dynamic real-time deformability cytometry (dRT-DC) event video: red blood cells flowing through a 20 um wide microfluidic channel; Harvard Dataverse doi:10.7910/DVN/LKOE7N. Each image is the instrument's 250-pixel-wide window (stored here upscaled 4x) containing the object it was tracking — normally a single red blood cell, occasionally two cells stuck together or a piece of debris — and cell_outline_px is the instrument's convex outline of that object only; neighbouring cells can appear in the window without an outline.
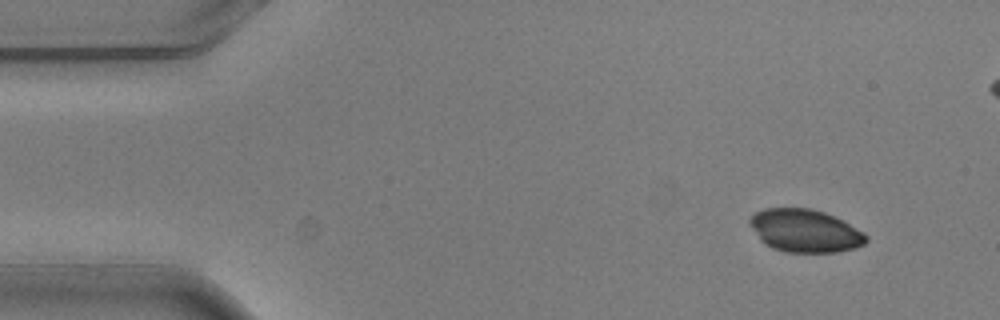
{"species": "common noctule bat (a hibernating species)", "species_latin": "Nyctalus noctula", "temperature_condition": "warm", "stored_images_in_passage": 5, "camera_frame_rate_fps": 3000, "um_per_image_px": 0.085, "animal": {"sex": "male", "body_mass_g": 20.5, "forearm_length_mm": 52.5}, "frame": {"image": 1, "passage_image": 1, "time_ms": 0.0, "image_size_px": [1000, 320], "cell_outline_px": [[868, 240], [864, 244], [856, 248], [836, 252], [784, 252], [772, 248], [764, 244], [760, 240], [752, 228], [748, 220], [756, 212], [764, 208], [812, 208], [824, 212], [864, 232], [868, 236]], "centroid_in_image_um": [68.41, 19.62], "position_along_channel_um": 16.6, "area_um2": 29.02}}